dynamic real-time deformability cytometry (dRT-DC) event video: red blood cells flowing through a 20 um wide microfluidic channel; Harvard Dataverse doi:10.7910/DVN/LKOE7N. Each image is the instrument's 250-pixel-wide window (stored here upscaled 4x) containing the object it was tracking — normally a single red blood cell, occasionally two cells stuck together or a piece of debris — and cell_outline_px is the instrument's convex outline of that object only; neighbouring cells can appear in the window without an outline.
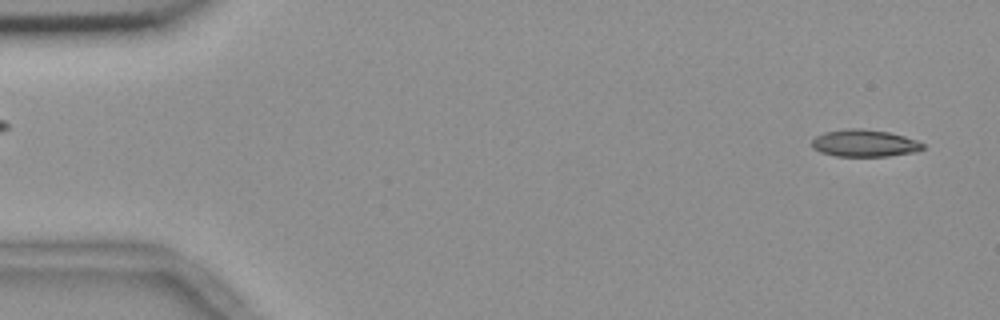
{"species": "common noctule bat (a hibernating species)", "species_latin": "Nyctalus noctula", "temperature_condition": "room temperature", "stored_images_in_passage": 54, "camera_frame_rate_fps": 3000, "um_per_image_px": 0.085, "animal": {"sex": "female", "body_mass_g": 18.4}, "frame": {"image": 1, "passage_image": 2, "time_ms": 0.333, "image_size_px": [1000, 320], "cell_outline_px": [[924, 148], [912, 152], [888, 156], [836, 156], [820, 152], [812, 148], [812, 140], [816, 136], [824, 132], [848, 128], [864, 128], [888, 132], [904, 136], [916, 140], [924, 144]], "centroid_in_image_um": [73.44, 12.16], "position_along_channel_um": 11.6, "area_um2": 17.51}}
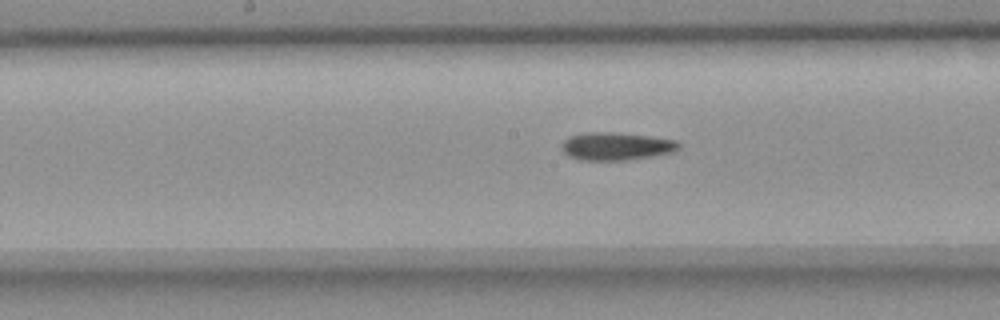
{"frame": {"image": 2, "passage_image": 27, "time_ms": 8.667, "image_size_px": [1000, 320], "cell_outline_px": [[680, 148], [676, 152], [628, 160], [580, 160], [568, 156], [560, 148], [560, 144], [568, 136], [584, 132], [616, 132], [648, 136], [676, 140], [680, 144]], "centroid_in_image_um": [52.35, 12.43], "position_along_channel_um": 195.8, "area_um2": 19.31}}
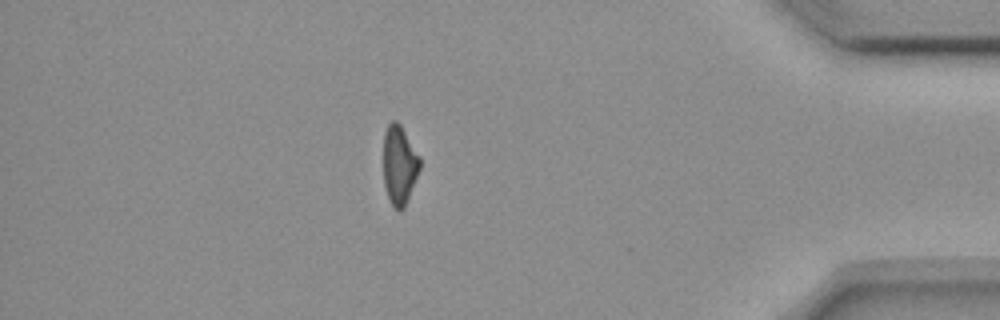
{"frame": {"image": 3, "passage_image": 47, "time_ms": 15.333, "image_size_px": [1000, 320], "cell_outline_px": [[420, 168], [408, 200], [404, 208], [400, 212], [392, 204], [388, 196], [384, 184], [384, 132], [388, 124], [392, 120], [396, 120], [400, 124], [420, 156]], "centroid_in_image_um": [33.95, 14.01], "position_along_channel_um": 401.2, "area_um2": 16.76}}